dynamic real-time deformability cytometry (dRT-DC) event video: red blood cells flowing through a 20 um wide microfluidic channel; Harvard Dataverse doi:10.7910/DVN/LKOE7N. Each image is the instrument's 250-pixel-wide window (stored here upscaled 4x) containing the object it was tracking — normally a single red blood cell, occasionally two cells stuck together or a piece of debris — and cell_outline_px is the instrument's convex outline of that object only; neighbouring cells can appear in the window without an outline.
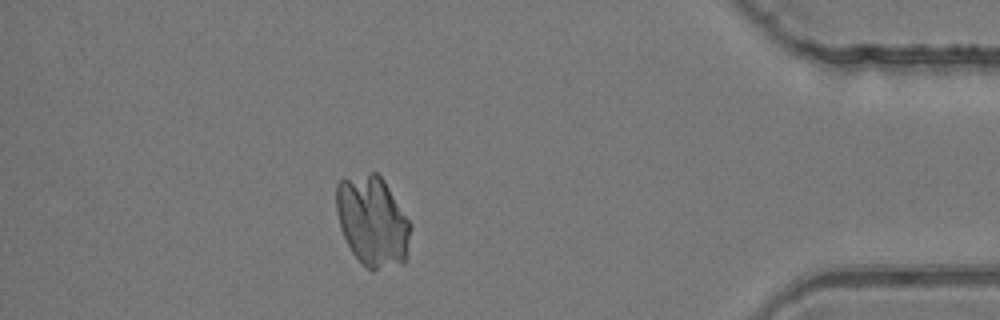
{"species": "common noctule bat (a hibernating species)", "species_latin": "Nyctalus noctula", "temperature_condition": "room temperature", "stored_images_in_passage": 46, "camera_frame_rate_fps": 3000, "um_per_image_px": 0.085, "animal": {"sex": "female", "body_mass_g": 24.6, "forearm_length_mm": 56.2}, "frame": {"image": 1, "passage_image": 41, "time_ms": 13.333, "image_size_px": [1000, 320], "cell_outline_px": [[412, 228], [404, 264], [372, 272], [352, 252], [340, 228], [336, 212], [336, 184], [340, 180], [368, 172], [376, 172], [384, 180], [412, 224]], "centroid_in_image_um": [31.68, 18.81], "position_along_channel_um": 403.5, "area_um2": 39.36}}